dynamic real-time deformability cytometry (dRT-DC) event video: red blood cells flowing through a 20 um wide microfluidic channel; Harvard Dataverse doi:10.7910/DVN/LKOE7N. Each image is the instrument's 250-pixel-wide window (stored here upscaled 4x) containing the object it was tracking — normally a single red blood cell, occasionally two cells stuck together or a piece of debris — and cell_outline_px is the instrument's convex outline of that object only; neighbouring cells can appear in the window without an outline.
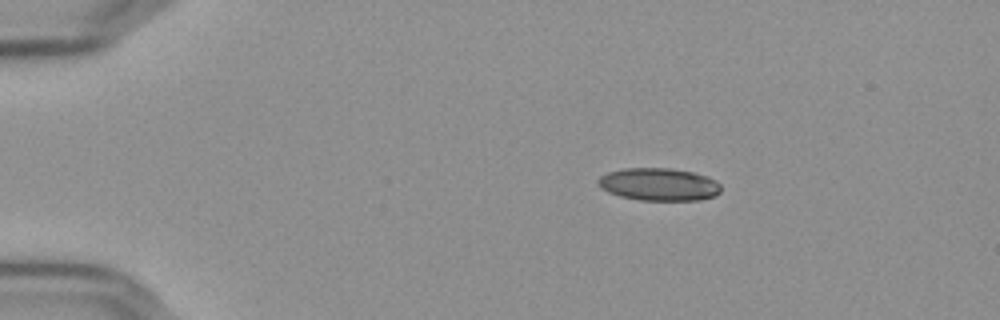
{"species": "Egyptian fruit bat (a non-hibernating species)", "species_latin": "Rousettus aegyptiacus", "temperature_condition": "cold", "stored_images_in_passage": 47, "camera_frame_rate_fps": 3000, "um_per_image_px": 0.085, "frame": {"image": 1, "passage_image": 1, "time_ms": 0.0, "image_size_px": [1000, 320], "cell_outline_px": [[720, 192], [716, 196], [700, 200], [640, 200], [620, 196], [608, 192], [600, 188], [596, 180], [600, 176], [608, 172], [624, 168], [672, 168], [692, 172], [708, 176], [716, 180], [720, 184]], "centroid_in_image_um": [56.01, 15.67], "position_along_channel_um": 29.0, "area_um2": 23.58}}
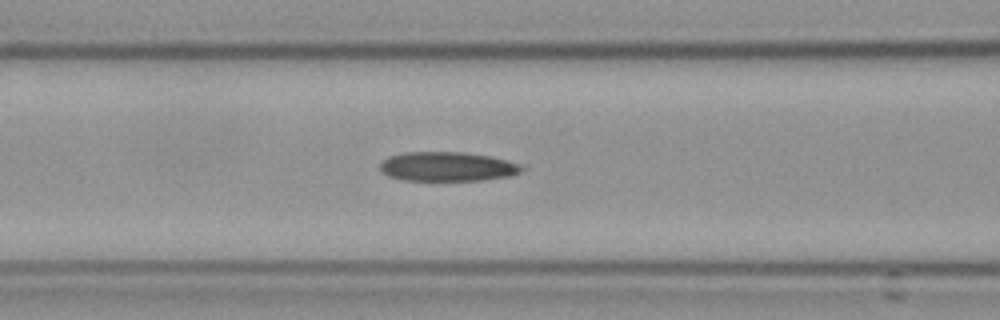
{"frame": {"image": 2, "passage_image": 15, "time_ms": 4.667, "image_size_px": [1000, 320], "cell_outline_px": [[524, 168], [520, 172], [512, 176], [480, 180], [404, 180], [388, 176], [380, 172], [380, 164], [388, 156], [404, 152], [464, 152], [488, 156], [520, 164]], "centroid_in_image_um": [37.99, 14.16], "position_along_channel_um": 128.6, "area_um2": 24.16}}
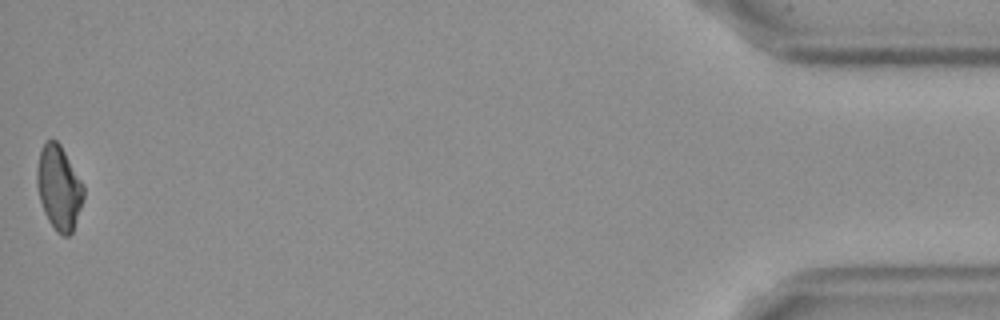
{"frame": {"image": 3, "passage_image": 47, "time_ms": 15.333, "image_size_px": [1000, 320], "cell_outline_px": [[84, 200], [72, 232], [68, 236], [64, 236], [56, 232], [48, 220], [44, 212], [40, 200], [36, 180], [36, 176], [40, 152], [44, 144], [48, 140], [56, 140], [60, 144], [84, 184]], "centroid_in_image_um": [5.03, 15.98], "position_along_channel_um": 430.2, "area_um2": 22.83}, "authors_computed_cell_mechanics": {"area_um2": 24.3338, "velocity_mm_per_s": 3.647, "shape_relaxation_time_tau1_ms": null, "shape_relaxation_time_tau2_ms": 5.7988, "deformation_change_tau1": null, "deformation_change_tau2": 0.1726}}